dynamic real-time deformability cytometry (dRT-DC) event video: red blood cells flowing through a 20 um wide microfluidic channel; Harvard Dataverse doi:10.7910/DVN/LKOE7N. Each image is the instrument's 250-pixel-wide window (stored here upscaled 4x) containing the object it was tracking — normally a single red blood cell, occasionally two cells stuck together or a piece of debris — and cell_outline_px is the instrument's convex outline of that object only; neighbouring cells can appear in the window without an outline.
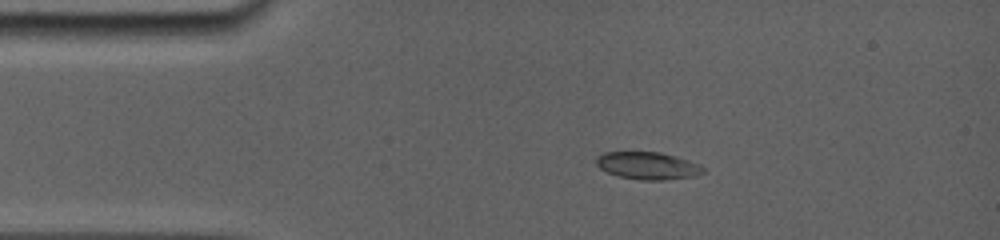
{"species": "common noctule bat (a hibernating species)", "species_latin": "Nyctalus noctula", "temperature_condition": "room temperature", "stored_images_in_passage": 44, "camera_frame_rate_fps": 5000, "um_per_image_px": 0.085, "animal": {"sex": "female", "body_mass_g": 19.0, "forearm_length_mm": 56.7}, "frame": {"image": 1, "passage_image": 1, "time_ms": 0.0, "image_size_px": [1000, 240], "cell_outline_px": [[704, 172], [692, 176], [664, 180], [640, 180], [616, 176], [600, 168], [596, 164], [596, 156], [604, 152], [660, 152], [676, 156], [700, 164], [704, 168]], "centroid_in_image_um": [55.03, 14.08], "position_along_channel_um": 30.0, "area_um2": 17.11}}
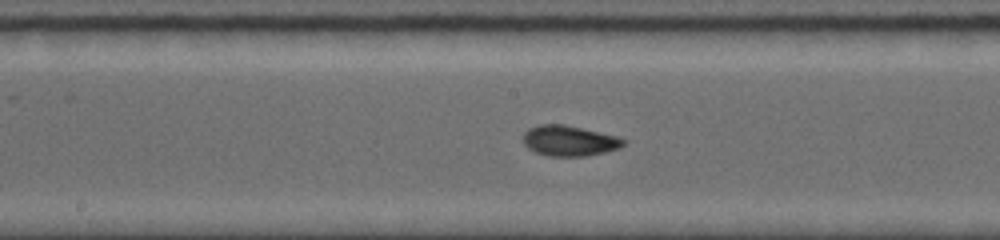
{"frame": {"image": 2, "passage_image": 24, "time_ms": 5.4, "image_size_px": [1000, 240], "cell_outline_px": [[628, 140], [620, 148], [588, 156], [548, 156], [536, 152], [528, 148], [524, 144], [524, 132], [528, 128], [540, 124], [564, 124], [616, 136]], "centroid_in_image_um": [48.39, 11.96], "position_along_channel_um": 199.8, "area_um2": 17.8}}
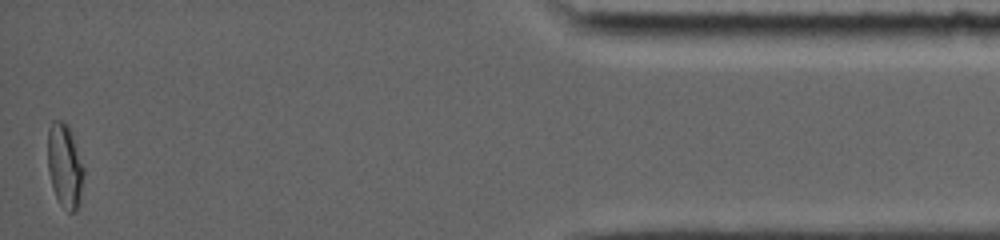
{"frame": {"image": 3, "passage_image": 44, "time_ms": 13.0, "image_size_px": [1000, 240], "cell_outline_px": [[84, 172], [80, 204], [76, 212], [68, 212], [60, 204], [56, 196], [48, 172], [48, 128], [52, 120], [64, 120], [68, 124], [72, 132], [84, 168]], "centroid_in_image_um": [5.52, 14.07], "position_along_channel_um": 429.7, "area_um2": 17.92}, "authors_computed_cell_mechanics": {"area_um2": 17.2533, "velocity_mm_per_s": 3.8798, "shape_relaxation_time_tau1_ms": null, "shape_relaxation_time_tau2_ms": 1.5882, "deformation_change_tau1": null, "deformation_change_tau2": 0.0382}}